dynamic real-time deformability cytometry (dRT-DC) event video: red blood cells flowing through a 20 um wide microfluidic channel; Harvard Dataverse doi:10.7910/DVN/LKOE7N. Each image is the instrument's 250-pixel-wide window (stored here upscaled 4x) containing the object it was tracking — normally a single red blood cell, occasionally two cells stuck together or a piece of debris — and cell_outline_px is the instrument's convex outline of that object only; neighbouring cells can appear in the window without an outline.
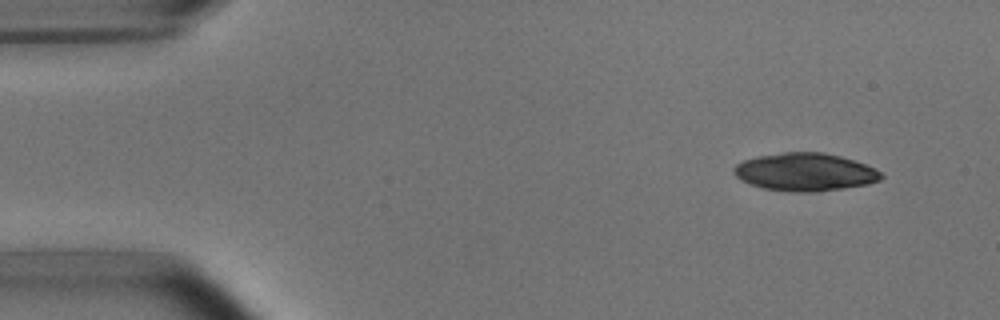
{"species": "common noctule bat (a hibernating species)", "species_latin": "Nyctalus noctula", "temperature_condition": "room temperature", "stored_images_in_passage": 3, "camera_frame_rate_fps": 3000, "um_per_image_px": 0.085, "animal": {"sex": "male", "body_mass_g": 15.6}, "frame": {"image": 1, "passage_image": 3, "time_ms": 2.667, "image_size_px": [1000, 320], "cell_outline_px": [[884, 176], [880, 180], [868, 184], [820, 192], [788, 192], [764, 188], [752, 184], [736, 176], [732, 172], [732, 168], [736, 164], [744, 160], [756, 156], [784, 152], [824, 152], [840, 156], [876, 168]], "centroid_in_image_um": [68.44, 14.62], "position_along_channel_um": 16.6, "area_um2": 32.6}}